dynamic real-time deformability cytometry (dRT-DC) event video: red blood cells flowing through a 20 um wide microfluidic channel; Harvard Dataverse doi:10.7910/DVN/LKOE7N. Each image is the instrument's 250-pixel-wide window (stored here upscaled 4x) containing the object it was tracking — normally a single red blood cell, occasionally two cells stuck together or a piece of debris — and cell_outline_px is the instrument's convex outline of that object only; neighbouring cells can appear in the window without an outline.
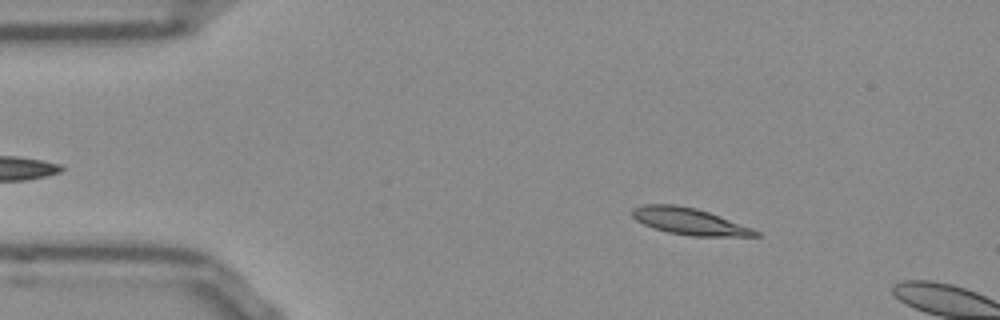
{"species": "Egyptian fruit bat (a non-hibernating species)", "species_latin": "Rousettus aegyptiacus", "temperature_condition": "room temperature", "stored_images_in_passage": 4, "camera_frame_rate_fps": 3000, "um_per_image_px": 0.085, "frame": {"image": 1, "passage_image": 1, "time_ms": 0.0, "image_size_px": [1000, 320], "cell_outline_px": [[764, 236], [692, 236], [668, 232], [644, 224], [636, 220], [632, 216], [632, 208], [644, 204], [676, 204], [696, 208], [708, 212], [752, 228], [760, 232]], "centroid_in_image_um": [58.6, 18.81], "position_along_channel_um": 26.4, "area_um2": 19.02}}